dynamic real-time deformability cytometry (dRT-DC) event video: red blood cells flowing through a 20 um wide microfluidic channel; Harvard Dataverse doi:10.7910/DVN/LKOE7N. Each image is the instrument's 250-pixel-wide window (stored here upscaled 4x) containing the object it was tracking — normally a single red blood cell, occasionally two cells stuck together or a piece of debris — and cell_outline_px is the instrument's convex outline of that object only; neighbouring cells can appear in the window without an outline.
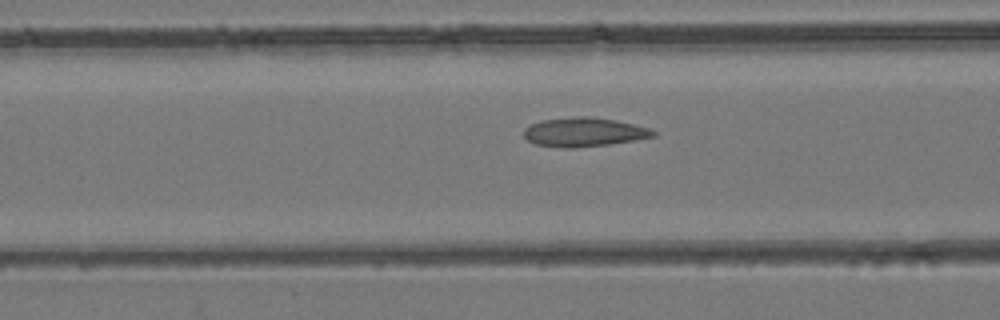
{"species": "common noctule bat (a hibernating species)", "species_latin": "Nyctalus noctula", "temperature_condition": "room temperature", "stored_images_in_passage": 13, "camera_frame_rate_fps": 3000, "um_per_image_px": 0.085, "animal": {"sex": "female", "body_mass_g": 24.6, "forearm_length_mm": 56.2}, "frame": {"image": 1, "passage_image": 6, "time_ms": 1.667, "image_size_px": [1000, 320], "cell_outline_px": [[656, 136], [608, 144], [572, 148], [564, 148], [536, 144], [528, 140], [524, 136], [524, 128], [532, 124], [544, 120], [576, 116], [588, 116], [616, 120], [648, 128], [656, 132]], "centroid_in_image_um": [49.62, 11.22], "position_along_channel_um": 117.0, "area_um2": 21.56}}